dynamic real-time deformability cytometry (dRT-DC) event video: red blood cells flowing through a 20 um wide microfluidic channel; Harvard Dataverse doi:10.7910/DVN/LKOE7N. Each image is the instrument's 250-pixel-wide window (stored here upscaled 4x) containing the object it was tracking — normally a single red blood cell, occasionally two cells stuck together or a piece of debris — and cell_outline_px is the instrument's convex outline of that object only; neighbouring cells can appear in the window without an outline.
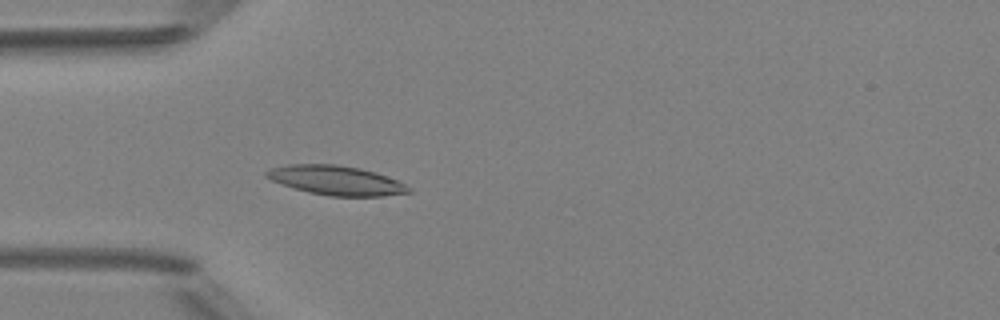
{"species": "Egyptian fruit bat (a non-hibernating species)", "species_latin": "Rousettus aegyptiacus", "temperature_condition": "room temperature", "stored_images_in_passage": 5, "camera_frame_rate_fps": 3000, "um_per_image_px": 0.085, "animal": {"sex": "female"}, "frame": {"image": 1, "passage_image": 5, "time_ms": 4.667, "image_size_px": [1000, 320], "cell_outline_px": [[412, 192], [384, 196], [328, 196], [308, 192], [272, 180], [264, 176], [264, 172], [272, 168], [288, 164], [336, 164], [360, 168], [376, 172], [396, 180], [412, 188]], "centroid_in_image_um": [28.59, 15.33], "position_along_channel_um": 56.4, "area_um2": 24.22}}